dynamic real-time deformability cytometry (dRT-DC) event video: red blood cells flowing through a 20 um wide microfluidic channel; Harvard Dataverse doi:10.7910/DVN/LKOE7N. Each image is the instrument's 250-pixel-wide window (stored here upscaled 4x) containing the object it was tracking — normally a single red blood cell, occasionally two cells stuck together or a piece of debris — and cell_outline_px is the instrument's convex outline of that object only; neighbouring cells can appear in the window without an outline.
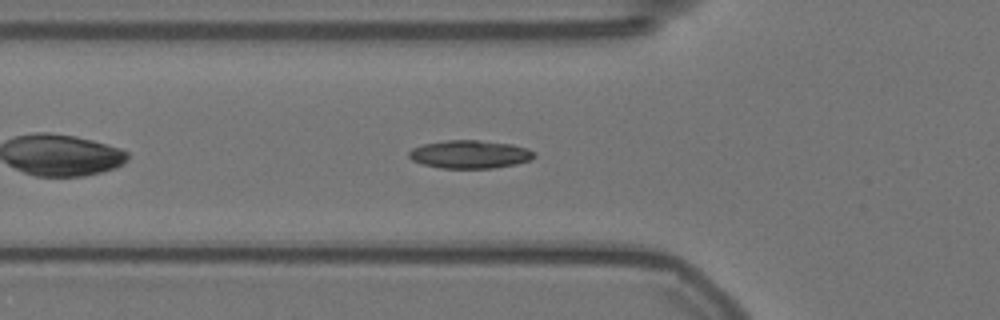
{"species": "Egyptian fruit bat (a non-hibernating species)", "species_latin": "Rousettus aegyptiacus", "temperature_condition": "warm", "stored_images_in_passage": 46, "camera_frame_rate_fps": 3000, "um_per_image_px": 0.085, "animal": {"sex": "female"}, "frame": {"image": 1, "passage_image": 7, "time_ms": 2.0, "image_size_px": [1000, 320], "cell_outline_px": [[536, 156], [532, 160], [516, 164], [492, 168], [440, 168], [420, 164], [412, 160], [408, 156], [408, 152], [412, 148], [424, 144], [448, 140], [476, 140], [512, 144], [528, 148], [536, 152]], "centroid_in_image_um": [39.96, 13.12], "position_along_channel_um": 85.8, "area_um2": 20.69}}
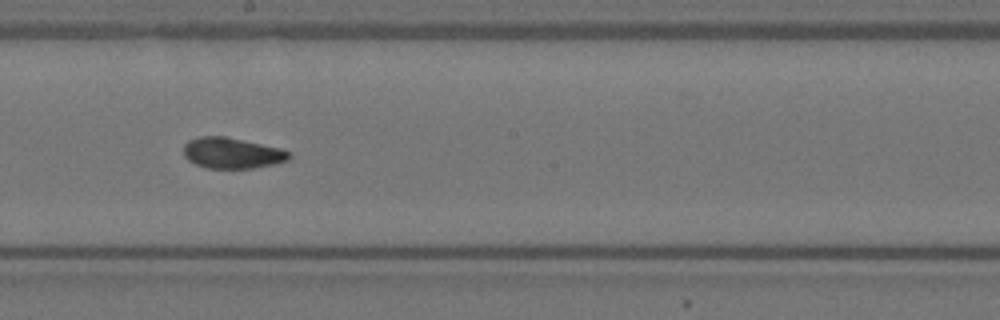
{"frame": {"image": 2, "passage_image": 19, "time_ms": 6.0, "image_size_px": [1000, 320], "cell_outline_px": [[292, 156], [288, 160], [272, 164], [252, 168], [204, 168], [188, 160], [184, 156], [184, 144], [188, 140], [200, 136], [224, 136], [280, 148], [292, 152]], "centroid_in_image_um": [19.71, 13.01], "position_along_channel_um": 228.5, "area_um2": 18.96}}
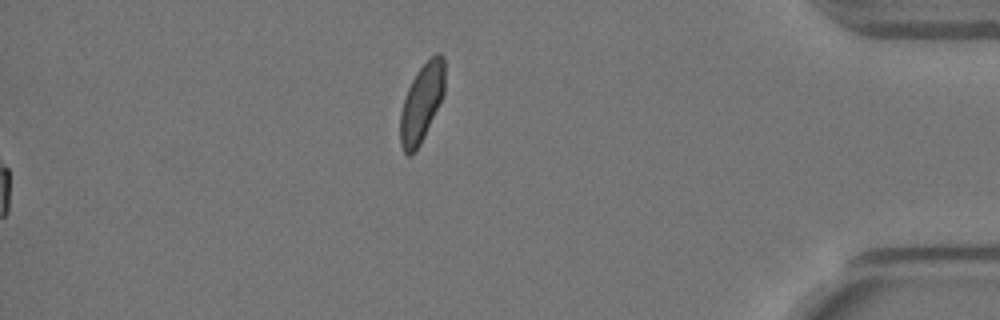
{"frame": {"image": 3, "passage_image": 46, "time_ms": 15.0, "image_size_px": [1000, 320], "cell_outline_px": [[444, 96], [416, 152], [412, 156], [408, 156], [404, 152], [400, 144], [400, 112], [408, 88], [416, 72], [436, 52], [440, 52], [444, 56]], "centroid_in_image_um": [35.84, 8.77], "position_along_channel_um": 399.4, "area_um2": 20.35}, "authors_computed_cell_mechanics": {"area_um2": 18.8428, "velocity_mm_per_s": 3.554, "shape_relaxation_time_tau1_ms": 7.3472, "shape_relaxation_time_tau2_ms": 2.3371, "deformation_change_tau1": 0.1561, "deformation_change_tau2": 0.0829}}